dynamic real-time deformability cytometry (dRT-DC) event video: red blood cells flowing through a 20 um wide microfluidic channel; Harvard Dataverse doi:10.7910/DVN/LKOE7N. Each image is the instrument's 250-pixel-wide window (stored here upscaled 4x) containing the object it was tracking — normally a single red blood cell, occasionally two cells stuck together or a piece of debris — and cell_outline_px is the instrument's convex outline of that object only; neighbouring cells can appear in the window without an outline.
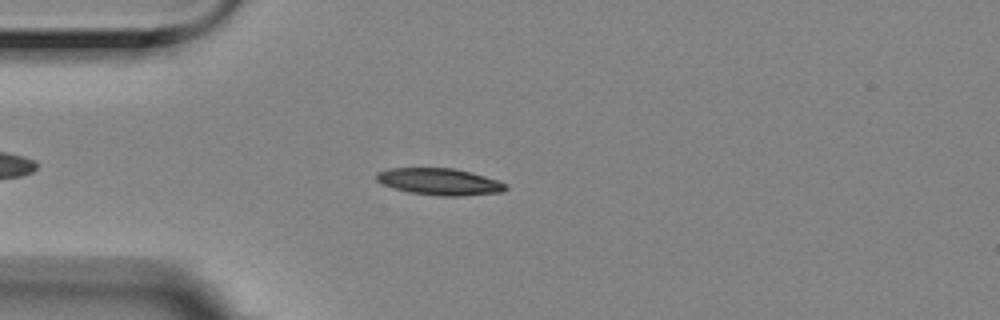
{"species": "Egyptian fruit bat (a non-hibernating species)", "species_latin": "Rousettus aegyptiacus", "temperature_condition": "room temperature", "stored_images_in_passage": 5, "camera_frame_rate_fps": 3000, "um_per_image_px": 0.085, "animal": {"sex": "female"}, "frame": {"image": 1, "passage_image": 3, "time_ms": 0.667, "image_size_px": [1000, 320], "cell_outline_px": [[508, 188], [504, 192], [460, 196], [440, 196], [408, 192], [384, 184], [376, 180], [376, 172], [388, 168], [452, 168], [472, 172], [496, 180], [504, 184]], "centroid_in_image_um": [37.35, 15.44], "position_along_channel_um": 47.6, "area_um2": 20.06}}
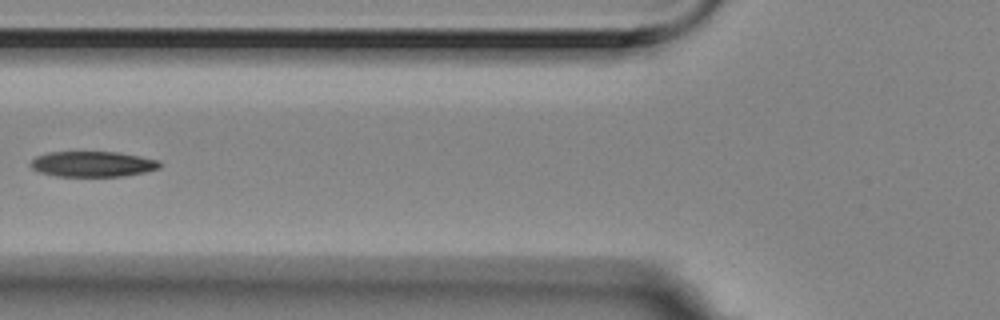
{"frame": {"image": 2, "passage_image": 5, "time_ms": 1.333, "image_size_px": [1000, 320], "cell_outline_px": [[160, 168], [144, 172], [124, 176], [56, 176], [40, 172], [32, 168], [28, 164], [36, 156], [48, 152], [116, 152], [140, 156], [160, 160]], "centroid_in_image_um": [7.87, 13.94], "position_along_channel_um": 117.9, "area_um2": 19.19}}